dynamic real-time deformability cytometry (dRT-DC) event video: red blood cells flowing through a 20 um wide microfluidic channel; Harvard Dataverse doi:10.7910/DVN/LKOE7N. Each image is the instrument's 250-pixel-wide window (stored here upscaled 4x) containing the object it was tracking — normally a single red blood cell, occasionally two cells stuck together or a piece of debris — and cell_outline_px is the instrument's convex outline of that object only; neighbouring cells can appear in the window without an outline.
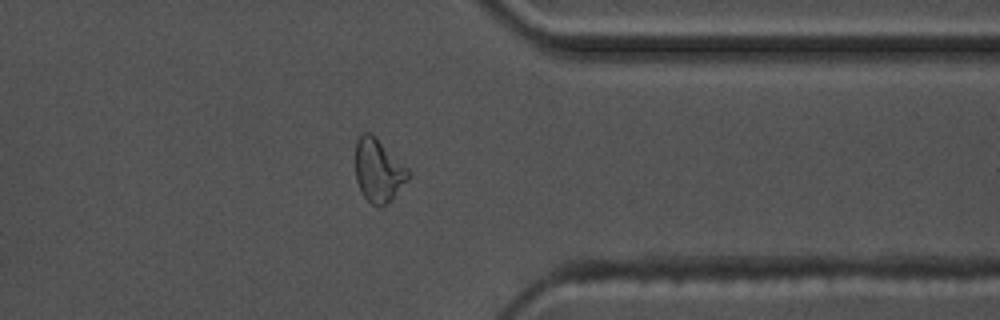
{"species": "common noctule bat (a hibernating species)", "species_latin": "Nyctalus noctula", "temperature_condition": "warm", "stored_images_in_passage": 42, "camera_frame_rate_fps": 3000, "um_per_image_px": 0.085, "animal": {"sex": "male", "body_mass_g": 17.5, "forearm_length_mm": 52.3}, "frame": {"image": 1, "passage_image": 30, "time_ms": 9.667, "image_size_px": [1000, 320], "cell_outline_px": [[412, 176], [380, 208], [372, 204], [364, 196], [356, 180], [356, 140], [360, 132], [372, 132], [408, 168]], "centroid_in_image_um": [32.16, 14.42], "position_along_channel_um": 379.2, "area_um2": 19.36}}
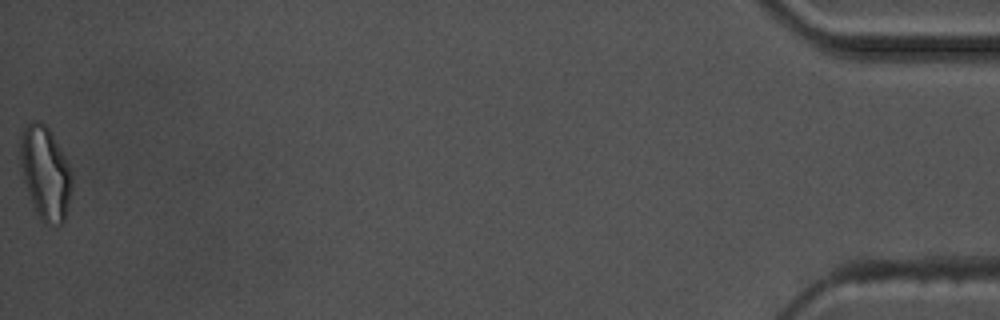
{"frame": {"image": 2, "passage_image": 42, "time_ms": 13.667, "image_size_px": [1000, 320], "cell_outline_px": [[72, 184], [68, 204], [64, 220], [60, 224], [40, 220], [32, 204], [24, 180], [20, 164], [20, 140], [24, 128], [32, 120], [40, 120], [48, 128], [60, 148], [64, 156], [72, 176]], "centroid_in_image_um": [3.83, 14.67], "position_along_channel_um": 431.4, "area_um2": 27.46}, "authors_computed_cell_mechanics": {"area_um2": 18.207, "velocity_mm_per_s": 3.6094, "shape_relaxation_time_tau1_ms": 7.5732, "shape_relaxation_time_tau2_ms": 2.7956, "deformation_change_tau1": 0.2295, "deformation_change_tau2": 0.074}}